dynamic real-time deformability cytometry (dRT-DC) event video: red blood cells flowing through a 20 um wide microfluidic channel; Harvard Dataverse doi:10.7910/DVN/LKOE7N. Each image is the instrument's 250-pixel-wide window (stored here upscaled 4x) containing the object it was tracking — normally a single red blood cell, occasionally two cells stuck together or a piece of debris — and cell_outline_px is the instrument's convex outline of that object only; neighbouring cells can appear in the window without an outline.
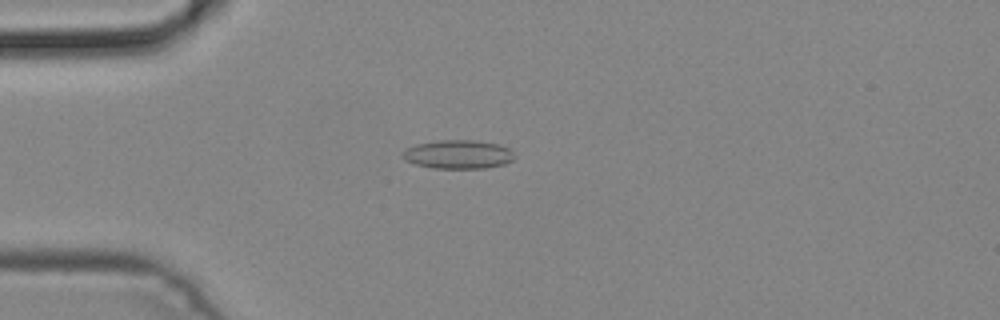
{"species": "common noctule bat (a hibernating species)", "species_latin": "Nyctalus noctula", "temperature_condition": "cold", "stored_images_in_passage": 3, "camera_frame_rate_fps": 3000, "um_per_image_px": 0.085, "animal": {"sex": "male", "body_mass_g": 19.2, "forearm_length_mm": 51.8}, "frame": {"image": 1, "passage_image": 2, "time_ms": 0.333, "image_size_px": [1000, 320], "cell_outline_px": [[516, 156], [512, 160], [504, 164], [484, 168], [432, 168], [416, 164], [404, 160], [400, 156], [400, 152], [404, 148], [416, 144], [440, 140], [476, 140], [500, 144], [508, 148]], "centroid_in_image_um": [38.9, 13.11], "position_along_channel_um": 46.1, "area_um2": 18.96}}